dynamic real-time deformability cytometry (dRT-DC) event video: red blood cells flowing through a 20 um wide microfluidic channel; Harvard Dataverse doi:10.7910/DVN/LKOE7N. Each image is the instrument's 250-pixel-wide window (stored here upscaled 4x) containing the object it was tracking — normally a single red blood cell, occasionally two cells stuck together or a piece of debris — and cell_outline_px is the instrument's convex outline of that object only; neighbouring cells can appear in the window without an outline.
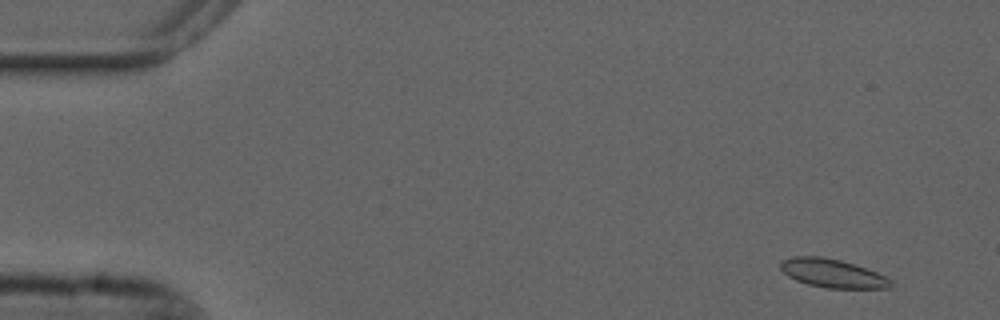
{"species": "common noctule bat (a hibernating species)", "species_latin": "Nyctalus noctula", "temperature_condition": "cold", "stored_images_in_passage": 54, "camera_frame_rate_fps": 3000, "um_per_image_px": 0.085, "animal": {"sex": "male", "forearm_length_mm": 52.5}, "frame": {"image": 1, "passage_image": 3, "time_ms": 0.667, "image_size_px": [1000, 320], "cell_outline_px": [[892, 284], [888, 288], [828, 288], [808, 284], [796, 280], [788, 276], [780, 268], [780, 264], [784, 260], [792, 256], [824, 256], [840, 260], [876, 272], [892, 280]], "centroid_in_image_um": [70.74, 23.23], "position_along_channel_um": 14.3, "area_um2": 18.09}}
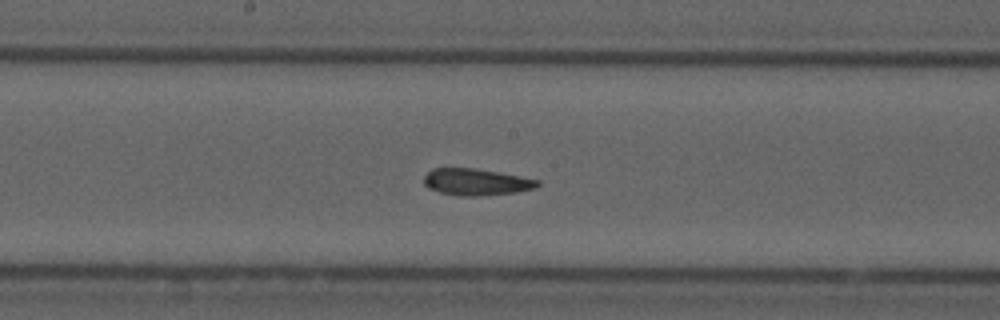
{"frame": {"image": 2, "passage_image": 28, "time_ms": 9.0, "image_size_px": [1000, 320], "cell_outline_px": [[540, 184], [536, 188], [516, 192], [480, 196], [464, 196], [440, 192], [428, 188], [424, 184], [424, 176], [432, 168], [472, 168], [496, 172], [540, 180]], "centroid_in_image_um": [40.47, 15.47], "position_along_channel_um": 207.7, "area_um2": 17.51}}
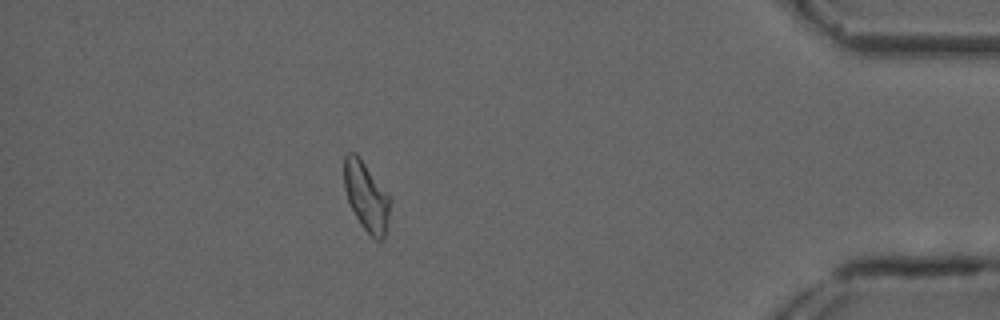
{"frame": {"image": 3, "passage_image": 48, "time_ms": 15.667, "image_size_px": [1000, 320], "cell_outline_px": [[388, 220], [384, 236], [380, 240], [376, 240], [364, 228], [356, 216], [348, 200], [344, 188], [344, 156], [348, 152], [356, 152], [388, 196]], "centroid_in_image_um": [31.08, 16.66], "position_along_channel_um": 404.1, "area_um2": 17.69}, "authors_computed_cell_mechanics": {"area_um2": 18.4093, "velocity_mm_per_s": 3.6682, "shape_relaxation_time_tau1_ms": null, "shape_relaxation_time_tau2_ms": 2.6321, "deformation_change_tau1": null, "deformation_change_tau2": 0.1024}}